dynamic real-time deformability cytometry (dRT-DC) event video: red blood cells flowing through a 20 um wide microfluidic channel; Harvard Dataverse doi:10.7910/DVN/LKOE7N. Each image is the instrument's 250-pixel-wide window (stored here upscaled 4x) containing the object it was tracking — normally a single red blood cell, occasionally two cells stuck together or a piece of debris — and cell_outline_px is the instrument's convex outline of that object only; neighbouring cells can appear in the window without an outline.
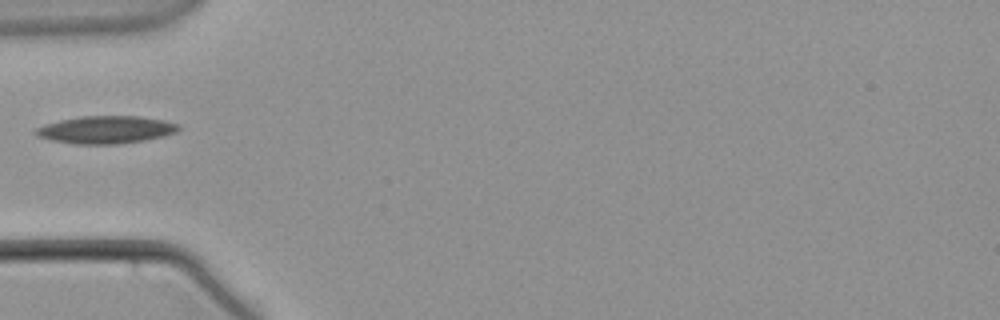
{"species": "common noctule bat (a hibernating species)", "species_latin": "Nyctalus noctula", "temperature_condition": "warm", "stored_images_in_passage": 6, "camera_frame_rate_fps": 3000, "um_per_image_px": 0.085, "animal": {"sex": "male", "body_mass_g": 21.5, "forearm_length_mm": 52.0}, "frame": {"image": 1, "passage_image": 1, "time_ms": 0.0, "image_size_px": [1000, 320], "cell_outline_px": [[180, 128], [176, 132], [164, 136], [144, 140], [116, 144], [76, 144], [52, 140], [36, 136], [32, 132], [36, 128], [44, 124], [60, 120], [80, 116], [140, 116], [164, 120], [180, 124]], "centroid_in_image_um": [8.99, 11.02], "position_along_channel_um": 76.0, "area_um2": 23.06}}